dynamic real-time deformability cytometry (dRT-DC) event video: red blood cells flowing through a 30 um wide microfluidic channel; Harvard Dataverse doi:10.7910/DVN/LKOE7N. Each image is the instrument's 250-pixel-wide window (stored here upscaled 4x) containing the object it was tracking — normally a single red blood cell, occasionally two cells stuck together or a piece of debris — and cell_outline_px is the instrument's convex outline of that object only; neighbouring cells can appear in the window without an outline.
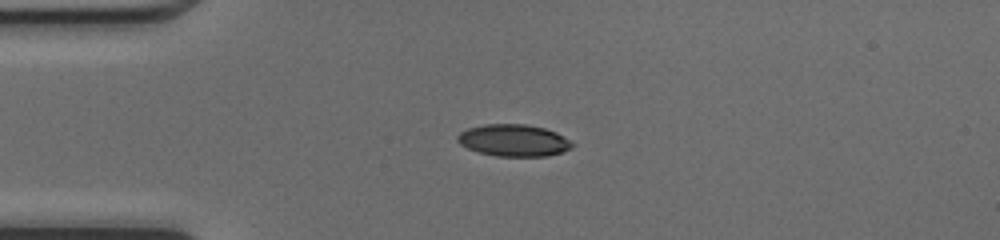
{"species": "common noctule bat (a hibernating species)", "species_latin": "Nyctalus noctula", "temperature_condition": "cold", "stored_images_in_passage": 37, "camera_frame_rate_fps": 3000, "um_per_image_px": 0.085, "animal": {"sex": "female", "body_mass_g": 17.0, "forearm_length_mm": 48.0}, "frame": {"image": 1, "passage_image": 1, "time_ms": 0.0, "image_size_px": [1000, 240], "cell_outline_px": [[576, 144], [572, 148], [564, 152], [548, 156], [496, 156], [480, 152], [468, 148], [460, 144], [456, 140], [456, 136], [460, 132], [468, 128], [484, 124], [524, 124], [544, 128], [556, 132]], "centroid_in_image_um": [43.68, 11.93], "position_along_channel_um": 41.3, "area_um2": 21.44}}
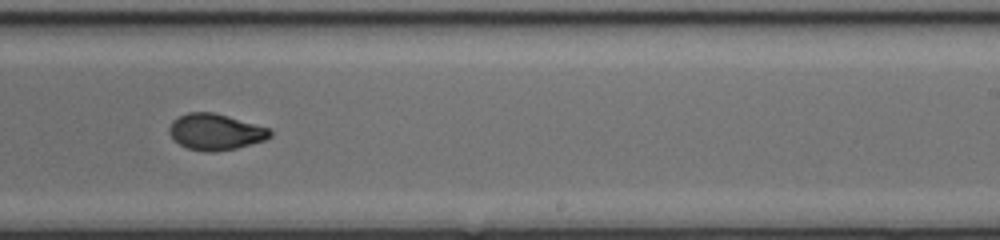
{"frame": {"image": 2, "passage_image": 19, "time_ms": 6.0, "image_size_px": [1000, 240], "cell_outline_px": [[272, 136], [264, 140], [236, 148], [216, 152], [204, 152], [188, 148], [172, 140], [168, 132], [168, 128], [172, 120], [188, 112], [212, 112], [228, 116], [268, 128], [272, 132]], "centroid_in_image_um": [18.27, 11.22], "position_along_channel_um": 270.7, "area_um2": 21.27}}
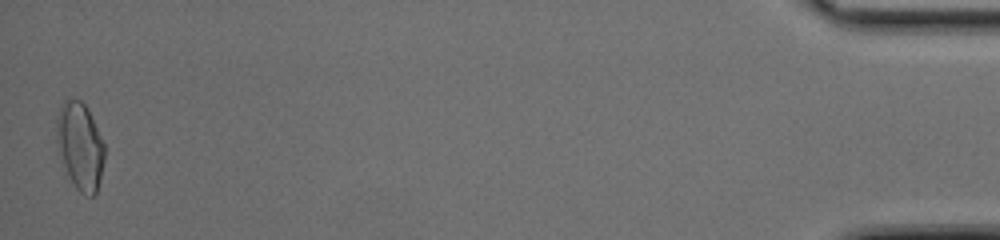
{"frame": {"image": 3, "passage_image": 37, "time_ms": 12.0, "image_size_px": [1000, 240], "cell_outline_px": [[104, 160], [96, 192], [92, 196], [84, 196], [76, 188], [64, 164], [56, 140], [56, 116], [64, 100], [68, 96], [80, 100], [84, 104], [104, 144]], "centroid_in_image_um": [6.78, 12.38], "position_along_channel_um": 428.4, "area_um2": 23.81}, "authors_computed_cell_mechanics": {"area_um2": 21.3282, "velocity_mm_per_s": 4.2559, "shape_relaxation_time_tau1_ms": 3.5977, "shape_relaxation_time_tau2_ms": 1.2678, "deformation_change_tau1": 0.1605, "deformation_change_tau2": 0.0527}}